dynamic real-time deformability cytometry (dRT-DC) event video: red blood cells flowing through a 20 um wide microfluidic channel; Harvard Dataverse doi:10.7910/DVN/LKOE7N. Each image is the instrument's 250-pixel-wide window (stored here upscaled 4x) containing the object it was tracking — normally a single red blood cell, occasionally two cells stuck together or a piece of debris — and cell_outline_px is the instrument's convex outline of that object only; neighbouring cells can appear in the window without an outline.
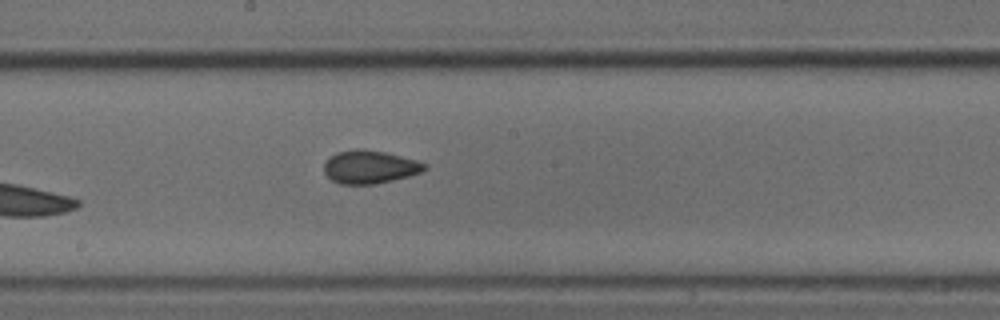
{"species": "common noctule bat (a hibernating species)", "species_latin": "Nyctalus noctula", "temperature_condition": "cold", "stored_images_in_passage": 6, "camera_frame_rate_fps": 3000, "um_per_image_px": 0.085, "animal": {"sex": "male", "body_mass_g": 18.8}, "frame": {"image": 1, "passage_image": 6, "time_ms": 6.667, "image_size_px": [1000, 320], "cell_outline_px": [[428, 168], [420, 172], [408, 176], [392, 180], [372, 184], [340, 184], [332, 180], [324, 172], [324, 164], [336, 152], [356, 148], [364, 148], [388, 152], [416, 160], [428, 164]], "centroid_in_image_um": [31.45, 14.17], "position_along_channel_um": 216.8, "area_um2": 19.48}}